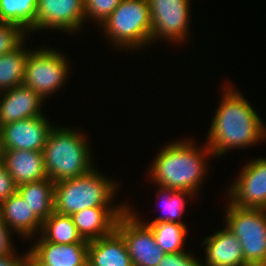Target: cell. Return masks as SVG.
<instances>
[{
  "label": "cell",
  "mask_w": 266,
  "mask_h": 266,
  "mask_svg": "<svg viewBox=\"0 0 266 266\" xmlns=\"http://www.w3.org/2000/svg\"><path fill=\"white\" fill-rule=\"evenodd\" d=\"M3 165L17 186L48 178L40 151L5 150Z\"/></svg>",
  "instance_id": "17"
},
{
  "label": "cell",
  "mask_w": 266,
  "mask_h": 266,
  "mask_svg": "<svg viewBox=\"0 0 266 266\" xmlns=\"http://www.w3.org/2000/svg\"><path fill=\"white\" fill-rule=\"evenodd\" d=\"M87 266H133L125 241L116 230L89 241Z\"/></svg>",
  "instance_id": "19"
},
{
  "label": "cell",
  "mask_w": 266,
  "mask_h": 266,
  "mask_svg": "<svg viewBox=\"0 0 266 266\" xmlns=\"http://www.w3.org/2000/svg\"><path fill=\"white\" fill-rule=\"evenodd\" d=\"M147 225L153 231L157 245L165 254L184 251L183 246L188 233L186 224L161 222Z\"/></svg>",
  "instance_id": "24"
},
{
  "label": "cell",
  "mask_w": 266,
  "mask_h": 266,
  "mask_svg": "<svg viewBox=\"0 0 266 266\" xmlns=\"http://www.w3.org/2000/svg\"><path fill=\"white\" fill-rule=\"evenodd\" d=\"M129 206L118 218L115 230L124 239L133 266H157L165 252L157 245L151 228Z\"/></svg>",
  "instance_id": "8"
},
{
  "label": "cell",
  "mask_w": 266,
  "mask_h": 266,
  "mask_svg": "<svg viewBox=\"0 0 266 266\" xmlns=\"http://www.w3.org/2000/svg\"><path fill=\"white\" fill-rule=\"evenodd\" d=\"M226 227L238 238L249 266H266V210L237 207L229 202Z\"/></svg>",
  "instance_id": "6"
},
{
  "label": "cell",
  "mask_w": 266,
  "mask_h": 266,
  "mask_svg": "<svg viewBox=\"0 0 266 266\" xmlns=\"http://www.w3.org/2000/svg\"><path fill=\"white\" fill-rule=\"evenodd\" d=\"M228 190L231 204L266 210V158L250 160Z\"/></svg>",
  "instance_id": "10"
},
{
  "label": "cell",
  "mask_w": 266,
  "mask_h": 266,
  "mask_svg": "<svg viewBox=\"0 0 266 266\" xmlns=\"http://www.w3.org/2000/svg\"><path fill=\"white\" fill-rule=\"evenodd\" d=\"M157 198H164L163 201V210H165L164 215L158 216L151 222L146 224H157L161 222H174L179 224H184L182 221H179L178 218H181L182 213H184L187 198L195 197L193 193L186 190H173L167 189L164 187L158 186ZM161 201V202H162Z\"/></svg>",
  "instance_id": "25"
},
{
  "label": "cell",
  "mask_w": 266,
  "mask_h": 266,
  "mask_svg": "<svg viewBox=\"0 0 266 266\" xmlns=\"http://www.w3.org/2000/svg\"><path fill=\"white\" fill-rule=\"evenodd\" d=\"M81 133L67 127L51 128L42 152L52 182L83 176L94 168L88 140Z\"/></svg>",
  "instance_id": "3"
},
{
  "label": "cell",
  "mask_w": 266,
  "mask_h": 266,
  "mask_svg": "<svg viewBox=\"0 0 266 266\" xmlns=\"http://www.w3.org/2000/svg\"><path fill=\"white\" fill-rule=\"evenodd\" d=\"M116 184L95 167L83 176L58 181L54 189V211L71 216L92 207H128V203L110 205L116 197Z\"/></svg>",
  "instance_id": "4"
},
{
  "label": "cell",
  "mask_w": 266,
  "mask_h": 266,
  "mask_svg": "<svg viewBox=\"0 0 266 266\" xmlns=\"http://www.w3.org/2000/svg\"><path fill=\"white\" fill-rule=\"evenodd\" d=\"M202 245H206L202 266H249L238 238L226 226L206 237Z\"/></svg>",
  "instance_id": "15"
},
{
  "label": "cell",
  "mask_w": 266,
  "mask_h": 266,
  "mask_svg": "<svg viewBox=\"0 0 266 266\" xmlns=\"http://www.w3.org/2000/svg\"><path fill=\"white\" fill-rule=\"evenodd\" d=\"M38 0H0V22L35 32Z\"/></svg>",
  "instance_id": "22"
},
{
  "label": "cell",
  "mask_w": 266,
  "mask_h": 266,
  "mask_svg": "<svg viewBox=\"0 0 266 266\" xmlns=\"http://www.w3.org/2000/svg\"><path fill=\"white\" fill-rule=\"evenodd\" d=\"M29 251L47 266H87L88 243L58 244L34 241Z\"/></svg>",
  "instance_id": "18"
},
{
  "label": "cell",
  "mask_w": 266,
  "mask_h": 266,
  "mask_svg": "<svg viewBox=\"0 0 266 266\" xmlns=\"http://www.w3.org/2000/svg\"><path fill=\"white\" fill-rule=\"evenodd\" d=\"M46 115L8 123L0 128L5 150L43 151L53 125Z\"/></svg>",
  "instance_id": "12"
},
{
  "label": "cell",
  "mask_w": 266,
  "mask_h": 266,
  "mask_svg": "<svg viewBox=\"0 0 266 266\" xmlns=\"http://www.w3.org/2000/svg\"><path fill=\"white\" fill-rule=\"evenodd\" d=\"M0 220L23 239L40 234L42 222L31 212L28 203L18 192L0 203Z\"/></svg>",
  "instance_id": "16"
},
{
  "label": "cell",
  "mask_w": 266,
  "mask_h": 266,
  "mask_svg": "<svg viewBox=\"0 0 266 266\" xmlns=\"http://www.w3.org/2000/svg\"><path fill=\"white\" fill-rule=\"evenodd\" d=\"M65 57L62 52L50 48L31 50L25 64L23 85L45 100L67 80L70 66Z\"/></svg>",
  "instance_id": "7"
},
{
  "label": "cell",
  "mask_w": 266,
  "mask_h": 266,
  "mask_svg": "<svg viewBox=\"0 0 266 266\" xmlns=\"http://www.w3.org/2000/svg\"><path fill=\"white\" fill-rule=\"evenodd\" d=\"M22 43L13 52L0 56V92L23 85L25 64L30 53Z\"/></svg>",
  "instance_id": "23"
},
{
  "label": "cell",
  "mask_w": 266,
  "mask_h": 266,
  "mask_svg": "<svg viewBox=\"0 0 266 266\" xmlns=\"http://www.w3.org/2000/svg\"><path fill=\"white\" fill-rule=\"evenodd\" d=\"M0 128L8 123L42 116L44 99L24 85L0 92Z\"/></svg>",
  "instance_id": "13"
},
{
  "label": "cell",
  "mask_w": 266,
  "mask_h": 266,
  "mask_svg": "<svg viewBox=\"0 0 266 266\" xmlns=\"http://www.w3.org/2000/svg\"><path fill=\"white\" fill-rule=\"evenodd\" d=\"M4 154H5V148H4L2 135L0 133V165L3 164Z\"/></svg>",
  "instance_id": "33"
},
{
  "label": "cell",
  "mask_w": 266,
  "mask_h": 266,
  "mask_svg": "<svg viewBox=\"0 0 266 266\" xmlns=\"http://www.w3.org/2000/svg\"><path fill=\"white\" fill-rule=\"evenodd\" d=\"M54 189L55 183L49 178L17 186V192L42 223L54 212Z\"/></svg>",
  "instance_id": "20"
},
{
  "label": "cell",
  "mask_w": 266,
  "mask_h": 266,
  "mask_svg": "<svg viewBox=\"0 0 266 266\" xmlns=\"http://www.w3.org/2000/svg\"><path fill=\"white\" fill-rule=\"evenodd\" d=\"M157 266H202V262L186 251L165 254Z\"/></svg>",
  "instance_id": "28"
},
{
  "label": "cell",
  "mask_w": 266,
  "mask_h": 266,
  "mask_svg": "<svg viewBox=\"0 0 266 266\" xmlns=\"http://www.w3.org/2000/svg\"><path fill=\"white\" fill-rule=\"evenodd\" d=\"M194 145L191 140H178L162 148L150 166L149 178L157 186L197 194L207 172L206 159L213 154L206 142L202 149Z\"/></svg>",
  "instance_id": "2"
},
{
  "label": "cell",
  "mask_w": 266,
  "mask_h": 266,
  "mask_svg": "<svg viewBox=\"0 0 266 266\" xmlns=\"http://www.w3.org/2000/svg\"><path fill=\"white\" fill-rule=\"evenodd\" d=\"M224 86L206 140L216 158L266 138L265 124L251 103L232 84Z\"/></svg>",
  "instance_id": "1"
},
{
  "label": "cell",
  "mask_w": 266,
  "mask_h": 266,
  "mask_svg": "<svg viewBox=\"0 0 266 266\" xmlns=\"http://www.w3.org/2000/svg\"><path fill=\"white\" fill-rule=\"evenodd\" d=\"M17 192V185L14 179L7 172L4 165H0V203L7 199L10 195Z\"/></svg>",
  "instance_id": "29"
},
{
  "label": "cell",
  "mask_w": 266,
  "mask_h": 266,
  "mask_svg": "<svg viewBox=\"0 0 266 266\" xmlns=\"http://www.w3.org/2000/svg\"><path fill=\"white\" fill-rule=\"evenodd\" d=\"M26 266H47L42 264L30 251L26 255Z\"/></svg>",
  "instance_id": "32"
},
{
  "label": "cell",
  "mask_w": 266,
  "mask_h": 266,
  "mask_svg": "<svg viewBox=\"0 0 266 266\" xmlns=\"http://www.w3.org/2000/svg\"><path fill=\"white\" fill-rule=\"evenodd\" d=\"M11 233L13 232L0 220V256L11 254L15 250Z\"/></svg>",
  "instance_id": "30"
},
{
  "label": "cell",
  "mask_w": 266,
  "mask_h": 266,
  "mask_svg": "<svg viewBox=\"0 0 266 266\" xmlns=\"http://www.w3.org/2000/svg\"><path fill=\"white\" fill-rule=\"evenodd\" d=\"M38 241L58 244L89 243L78 233L70 215H62L55 211L42 223Z\"/></svg>",
  "instance_id": "21"
},
{
  "label": "cell",
  "mask_w": 266,
  "mask_h": 266,
  "mask_svg": "<svg viewBox=\"0 0 266 266\" xmlns=\"http://www.w3.org/2000/svg\"><path fill=\"white\" fill-rule=\"evenodd\" d=\"M84 0H38L35 31L54 29L76 33L84 26Z\"/></svg>",
  "instance_id": "11"
},
{
  "label": "cell",
  "mask_w": 266,
  "mask_h": 266,
  "mask_svg": "<svg viewBox=\"0 0 266 266\" xmlns=\"http://www.w3.org/2000/svg\"><path fill=\"white\" fill-rule=\"evenodd\" d=\"M26 254H22L18 257L14 252L11 254H6L4 256H0V266H26Z\"/></svg>",
  "instance_id": "31"
},
{
  "label": "cell",
  "mask_w": 266,
  "mask_h": 266,
  "mask_svg": "<svg viewBox=\"0 0 266 266\" xmlns=\"http://www.w3.org/2000/svg\"><path fill=\"white\" fill-rule=\"evenodd\" d=\"M128 207H92L71 215L78 233L84 240L92 241L111 234L118 218Z\"/></svg>",
  "instance_id": "14"
},
{
  "label": "cell",
  "mask_w": 266,
  "mask_h": 266,
  "mask_svg": "<svg viewBox=\"0 0 266 266\" xmlns=\"http://www.w3.org/2000/svg\"><path fill=\"white\" fill-rule=\"evenodd\" d=\"M148 2L151 14V43L160 37L170 43H183L187 37L189 38L190 0Z\"/></svg>",
  "instance_id": "9"
},
{
  "label": "cell",
  "mask_w": 266,
  "mask_h": 266,
  "mask_svg": "<svg viewBox=\"0 0 266 266\" xmlns=\"http://www.w3.org/2000/svg\"><path fill=\"white\" fill-rule=\"evenodd\" d=\"M101 27L112 46L126 50L146 47L151 43L148 0H122Z\"/></svg>",
  "instance_id": "5"
},
{
  "label": "cell",
  "mask_w": 266,
  "mask_h": 266,
  "mask_svg": "<svg viewBox=\"0 0 266 266\" xmlns=\"http://www.w3.org/2000/svg\"><path fill=\"white\" fill-rule=\"evenodd\" d=\"M122 0H84L85 22L89 18L102 25Z\"/></svg>",
  "instance_id": "26"
},
{
  "label": "cell",
  "mask_w": 266,
  "mask_h": 266,
  "mask_svg": "<svg viewBox=\"0 0 266 266\" xmlns=\"http://www.w3.org/2000/svg\"><path fill=\"white\" fill-rule=\"evenodd\" d=\"M26 32L20 27L0 22V56L13 52L25 42Z\"/></svg>",
  "instance_id": "27"
}]
</instances>
